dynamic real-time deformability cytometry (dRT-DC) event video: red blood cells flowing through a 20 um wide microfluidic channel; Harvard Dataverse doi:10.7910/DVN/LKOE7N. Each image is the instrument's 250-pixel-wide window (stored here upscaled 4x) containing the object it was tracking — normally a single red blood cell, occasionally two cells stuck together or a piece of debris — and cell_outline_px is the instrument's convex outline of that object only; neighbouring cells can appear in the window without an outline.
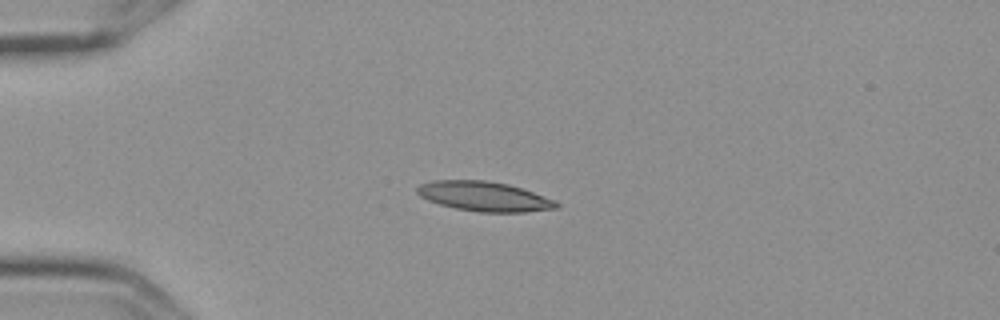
{"species": "Egyptian fruit bat (a non-hibernating species)", "species_latin": "Rousettus aegyptiacus", "temperature_condition": "cold", "stored_images_in_passage": 6, "camera_frame_rate_fps": 3000, "um_per_image_px": 0.085, "frame": {"image": 1, "passage_image": 5, "time_ms": 1.333, "image_size_px": [1000, 320], "cell_outline_px": [[560, 204], [556, 208], [524, 212], [480, 212], [456, 208], [440, 204], [428, 200], [420, 196], [416, 192], [416, 188], [420, 184], [432, 180], [488, 180], [508, 184], [556, 200]], "centroid_in_image_um": [41.14, 16.68], "position_along_channel_um": 43.9, "area_um2": 23.99}}